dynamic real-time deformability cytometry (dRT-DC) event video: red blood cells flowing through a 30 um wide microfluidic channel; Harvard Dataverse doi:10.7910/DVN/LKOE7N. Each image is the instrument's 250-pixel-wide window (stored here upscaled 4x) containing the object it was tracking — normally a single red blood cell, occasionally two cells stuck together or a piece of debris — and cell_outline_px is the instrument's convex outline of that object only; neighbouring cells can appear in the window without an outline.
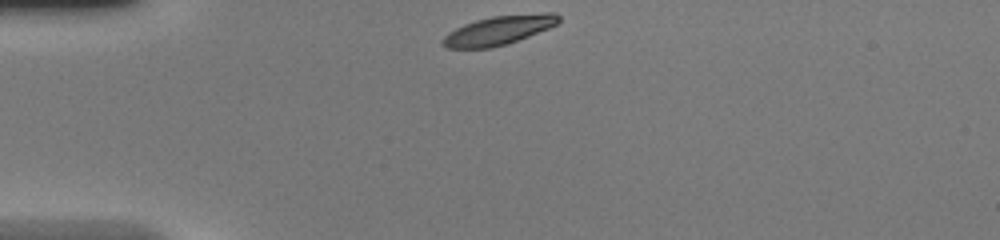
{"species": "common noctule bat (a hibernating species)", "species_latin": "Nyctalus noctula", "temperature_condition": "warm", "stored_images_in_passage": 31, "camera_frame_rate_fps": 3000, "um_per_image_px": 0.085, "animal": {"sex": "female", "body_mass_g": 20.0, "forearm_length_mm": 54.0}, "frame": {"image": 1, "passage_image": 1, "time_ms": 0.0, "image_size_px": [1000, 240], "cell_outline_px": [[560, 20], [556, 24], [548, 28], [508, 44], [492, 48], [444, 48], [440, 44], [440, 40], [448, 32], [464, 24], [476, 20], [492, 16], [544, 12], [556, 12], [560, 16]], "centroid_in_image_um": [42.37, 2.57], "position_along_channel_um": 42.6, "area_um2": 19.83}}
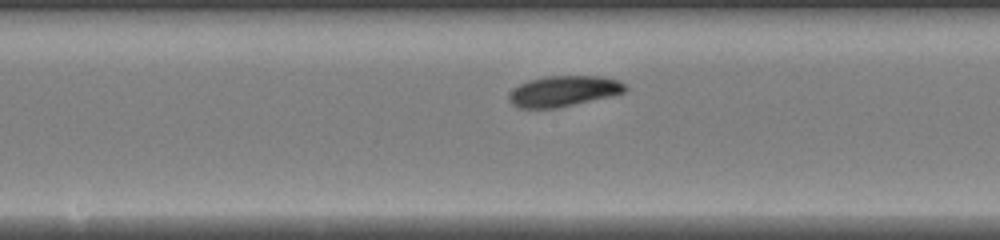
{"frame": {"image": 2, "passage_image": 14, "time_ms": 4.333, "image_size_px": [1000, 240], "cell_outline_px": [[628, 88], [624, 92], [612, 96], [560, 108], [520, 108], [512, 104], [508, 100], [508, 96], [512, 88], [528, 80], [544, 76], [600, 76], [616, 80], [624, 84]], "centroid_in_image_um": [47.88, 7.75], "position_along_channel_um": 200.3, "area_um2": 20.98}}
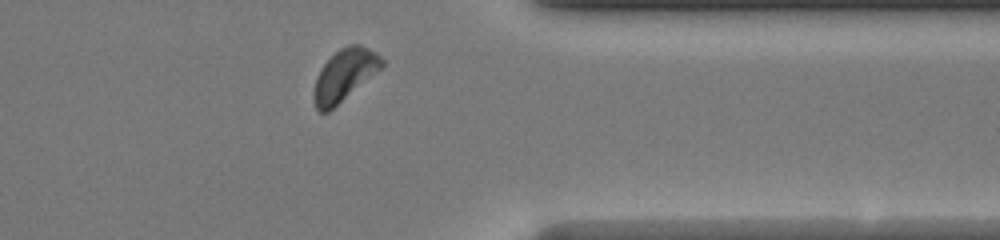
{"frame": {"image": 3, "passage_image": 27, "time_ms": 8.667, "image_size_px": [1000, 240], "cell_outline_px": [[384, 64], [376, 72], [328, 112], [320, 112], [316, 108], [312, 100], [312, 92], [316, 76], [320, 68], [340, 48], [348, 44], [360, 44], [376, 52], [384, 60]], "centroid_in_image_um": [29.24, 6.38], "position_along_channel_um": 382.2, "area_um2": 20.35}}